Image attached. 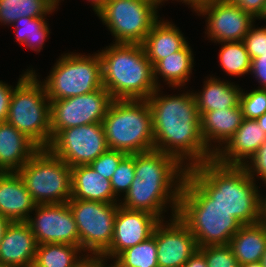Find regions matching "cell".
<instances>
[{"label":"cell","mask_w":266,"mask_h":267,"mask_svg":"<svg viewBox=\"0 0 266 267\" xmlns=\"http://www.w3.org/2000/svg\"><path fill=\"white\" fill-rule=\"evenodd\" d=\"M188 91L162 95L159 87L147 99L152 113L154 149L174 156L186 168L215 156L203 140L196 100L193 91Z\"/></svg>","instance_id":"6da1fadb"},{"label":"cell","mask_w":266,"mask_h":267,"mask_svg":"<svg viewBox=\"0 0 266 267\" xmlns=\"http://www.w3.org/2000/svg\"><path fill=\"white\" fill-rule=\"evenodd\" d=\"M186 174L242 225L262 220L260 187L243 166H227L215 159L189 167Z\"/></svg>","instance_id":"7a4b0ae2"},{"label":"cell","mask_w":266,"mask_h":267,"mask_svg":"<svg viewBox=\"0 0 266 267\" xmlns=\"http://www.w3.org/2000/svg\"><path fill=\"white\" fill-rule=\"evenodd\" d=\"M98 53L103 87L114 100H147L157 89L142 44L112 43Z\"/></svg>","instance_id":"3957f363"},{"label":"cell","mask_w":266,"mask_h":267,"mask_svg":"<svg viewBox=\"0 0 266 267\" xmlns=\"http://www.w3.org/2000/svg\"><path fill=\"white\" fill-rule=\"evenodd\" d=\"M177 216L196 239L198 248L226 245L242 224L211 199L187 174L184 177Z\"/></svg>","instance_id":"277c9868"},{"label":"cell","mask_w":266,"mask_h":267,"mask_svg":"<svg viewBox=\"0 0 266 267\" xmlns=\"http://www.w3.org/2000/svg\"><path fill=\"white\" fill-rule=\"evenodd\" d=\"M23 73L12 92L6 121L39 148H48L52 141L50 100L35 70Z\"/></svg>","instance_id":"5b68a950"},{"label":"cell","mask_w":266,"mask_h":267,"mask_svg":"<svg viewBox=\"0 0 266 267\" xmlns=\"http://www.w3.org/2000/svg\"><path fill=\"white\" fill-rule=\"evenodd\" d=\"M102 124L109 149L128 155L154 149L152 113L147 100H113Z\"/></svg>","instance_id":"8992f818"},{"label":"cell","mask_w":266,"mask_h":267,"mask_svg":"<svg viewBox=\"0 0 266 267\" xmlns=\"http://www.w3.org/2000/svg\"><path fill=\"white\" fill-rule=\"evenodd\" d=\"M17 173L36 204H61L72 198L71 167L48 148H40Z\"/></svg>","instance_id":"52a82bcc"},{"label":"cell","mask_w":266,"mask_h":267,"mask_svg":"<svg viewBox=\"0 0 266 267\" xmlns=\"http://www.w3.org/2000/svg\"><path fill=\"white\" fill-rule=\"evenodd\" d=\"M42 84L49 100L65 99L101 89L102 61L99 53L62 54Z\"/></svg>","instance_id":"ba28073f"},{"label":"cell","mask_w":266,"mask_h":267,"mask_svg":"<svg viewBox=\"0 0 266 267\" xmlns=\"http://www.w3.org/2000/svg\"><path fill=\"white\" fill-rule=\"evenodd\" d=\"M164 0H109L97 15L115 42L142 44L159 19L158 8ZM163 3V4H162Z\"/></svg>","instance_id":"9c48e42d"},{"label":"cell","mask_w":266,"mask_h":267,"mask_svg":"<svg viewBox=\"0 0 266 267\" xmlns=\"http://www.w3.org/2000/svg\"><path fill=\"white\" fill-rule=\"evenodd\" d=\"M67 203L74 215L83 253L101 256L112 243L119 203L82 199H70Z\"/></svg>","instance_id":"30bf717a"},{"label":"cell","mask_w":266,"mask_h":267,"mask_svg":"<svg viewBox=\"0 0 266 267\" xmlns=\"http://www.w3.org/2000/svg\"><path fill=\"white\" fill-rule=\"evenodd\" d=\"M113 100L104 87L79 96L50 100L51 138L63 129L102 123Z\"/></svg>","instance_id":"8fae6325"},{"label":"cell","mask_w":266,"mask_h":267,"mask_svg":"<svg viewBox=\"0 0 266 267\" xmlns=\"http://www.w3.org/2000/svg\"><path fill=\"white\" fill-rule=\"evenodd\" d=\"M48 149L70 167L89 165L109 148L102 123L61 130Z\"/></svg>","instance_id":"7c38bea8"},{"label":"cell","mask_w":266,"mask_h":267,"mask_svg":"<svg viewBox=\"0 0 266 267\" xmlns=\"http://www.w3.org/2000/svg\"><path fill=\"white\" fill-rule=\"evenodd\" d=\"M182 183L183 181L143 180L135 175L128 192L122 196L123 199H120L119 205L131 210L150 212L160 220H164L165 217L162 214L170 207L172 211L170 218L174 217L178 211Z\"/></svg>","instance_id":"4fadbf2b"},{"label":"cell","mask_w":266,"mask_h":267,"mask_svg":"<svg viewBox=\"0 0 266 267\" xmlns=\"http://www.w3.org/2000/svg\"><path fill=\"white\" fill-rule=\"evenodd\" d=\"M195 13L205 16L206 34L214 43L242 41L256 19L228 0H215Z\"/></svg>","instance_id":"5bb4252c"},{"label":"cell","mask_w":266,"mask_h":267,"mask_svg":"<svg viewBox=\"0 0 266 267\" xmlns=\"http://www.w3.org/2000/svg\"><path fill=\"white\" fill-rule=\"evenodd\" d=\"M27 221L37 244L57 243L80 246L79 232L68 203L37 204ZM33 217V218H32Z\"/></svg>","instance_id":"9a60e30c"},{"label":"cell","mask_w":266,"mask_h":267,"mask_svg":"<svg viewBox=\"0 0 266 267\" xmlns=\"http://www.w3.org/2000/svg\"><path fill=\"white\" fill-rule=\"evenodd\" d=\"M161 220L150 212L117 208L115 216L113 238L110 247L101 255L108 259H115L127 248L145 241L153 235L156 225Z\"/></svg>","instance_id":"2e32d148"},{"label":"cell","mask_w":266,"mask_h":267,"mask_svg":"<svg viewBox=\"0 0 266 267\" xmlns=\"http://www.w3.org/2000/svg\"><path fill=\"white\" fill-rule=\"evenodd\" d=\"M156 244L158 265L163 267H182L198 249L195 237L177 215L156 225Z\"/></svg>","instance_id":"e0dca14e"},{"label":"cell","mask_w":266,"mask_h":267,"mask_svg":"<svg viewBox=\"0 0 266 267\" xmlns=\"http://www.w3.org/2000/svg\"><path fill=\"white\" fill-rule=\"evenodd\" d=\"M37 246L27 222H10L0 243V266L32 267Z\"/></svg>","instance_id":"ac0fdd59"},{"label":"cell","mask_w":266,"mask_h":267,"mask_svg":"<svg viewBox=\"0 0 266 267\" xmlns=\"http://www.w3.org/2000/svg\"><path fill=\"white\" fill-rule=\"evenodd\" d=\"M266 140V133L253 119H243L233 137L215 154L214 159L227 166H243Z\"/></svg>","instance_id":"d6986e66"},{"label":"cell","mask_w":266,"mask_h":267,"mask_svg":"<svg viewBox=\"0 0 266 267\" xmlns=\"http://www.w3.org/2000/svg\"><path fill=\"white\" fill-rule=\"evenodd\" d=\"M37 204L17 172L0 175V214L10 222H27Z\"/></svg>","instance_id":"ffe728a7"},{"label":"cell","mask_w":266,"mask_h":267,"mask_svg":"<svg viewBox=\"0 0 266 267\" xmlns=\"http://www.w3.org/2000/svg\"><path fill=\"white\" fill-rule=\"evenodd\" d=\"M243 119L240 106L205 112L201 116V134L206 146L214 155L233 137Z\"/></svg>","instance_id":"44dd1931"},{"label":"cell","mask_w":266,"mask_h":267,"mask_svg":"<svg viewBox=\"0 0 266 267\" xmlns=\"http://www.w3.org/2000/svg\"><path fill=\"white\" fill-rule=\"evenodd\" d=\"M40 148L7 121L0 122V169L18 172Z\"/></svg>","instance_id":"7402d4cb"},{"label":"cell","mask_w":266,"mask_h":267,"mask_svg":"<svg viewBox=\"0 0 266 267\" xmlns=\"http://www.w3.org/2000/svg\"><path fill=\"white\" fill-rule=\"evenodd\" d=\"M130 155L135 159V175L143 180H184L187 168L172 155L156 149Z\"/></svg>","instance_id":"603a6c76"},{"label":"cell","mask_w":266,"mask_h":267,"mask_svg":"<svg viewBox=\"0 0 266 267\" xmlns=\"http://www.w3.org/2000/svg\"><path fill=\"white\" fill-rule=\"evenodd\" d=\"M72 198L95 202L118 203L111 182L90 165L71 167ZM118 198V200H117Z\"/></svg>","instance_id":"cb8c5ba5"},{"label":"cell","mask_w":266,"mask_h":267,"mask_svg":"<svg viewBox=\"0 0 266 267\" xmlns=\"http://www.w3.org/2000/svg\"><path fill=\"white\" fill-rule=\"evenodd\" d=\"M187 43L179 27L159 18L142 42V46L154 67L161 59L181 50Z\"/></svg>","instance_id":"d4e9b609"},{"label":"cell","mask_w":266,"mask_h":267,"mask_svg":"<svg viewBox=\"0 0 266 267\" xmlns=\"http://www.w3.org/2000/svg\"><path fill=\"white\" fill-rule=\"evenodd\" d=\"M202 91L193 92L200 117L205 112L239 106L241 87L212 75L203 82Z\"/></svg>","instance_id":"484cf974"},{"label":"cell","mask_w":266,"mask_h":267,"mask_svg":"<svg viewBox=\"0 0 266 267\" xmlns=\"http://www.w3.org/2000/svg\"><path fill=\"white\" fill-rule=\"evenodd\" d=\"M228 245L239 265L261 262L266 249V222L242 225Z\"/></svg>","instance_id":"4316f807"},{"label":"cell","mask_w":266,"mask_h":267,"mask_svg":"<svg viewBox=\"0 0 266 267\" xmlns=\"http://www.w3.org/2000/svg\"><path fill=\"white\" fill-rule=\"evenodd\" d=\"M193 67L194 55L191 46L187 43L181 50L161 59L153 67L157 88L161 86L160 77L164 79L165 83L167 81L168 87L183 88L191 78Z\"/></svg>","instance_id":"83f0119b"},{"label":"cell","mask_w":266,"mask_h":267,"mask_svg":"<svg viewBox=\"0 0 266 267\" xmlns=\"http://www.w3.org/2000/svg\"><path fill=\"white\" fill-rule=\"evenodd\" d=\"M82 251L70 244H38L32 267H80L88 257Z\"/></svg>","instance_id":"f1b7e54d"},{"label":"cell","mask_w":266,"mask_h":267,"mask_svg":"<svg viewBox=\"0 0 266 267\" xmlns=\"http://www.w3.org/2000/svg\"><path fill=\"white\" fill-rule=\"evenodd\" d=\"M58 6L54 0H0V24L9 26L22 17H47Z\"/></svg>","instance_id":"f546056e"},{"label":"cell","mask_w":266,"mask_h":267,"mask_svg":"<svg viewBox=\"0 0 266 267\" xmlns=\"http://www.w3.org/2000/svg\"><path fill=\"white\" fill-rule=\"evenodd\" d=\"M10 26L15 28L16 41L19 45L24 44L35 52L41 51L50 35L46 17H22Z\"/></svg>","instance_id":"4dcf8cb0"},{"label":"cell","mask_w":266,"mask_h":267,"mask_svg":"<svg viewBox=\"0 0 266 267\" xmlns=\"http://www.w3.org/2000/svg\"><path fill=\"white\" fill-rule=\"evenodd\" d=\"M219 61L221 69L230 76H243L251 71V58L243 41L221 42Z\"/></svg>","instance_id":"1f68e13d"},{"label":"cell","mask_w":266,"mask_h":267,"mask_svg":"<svg viewBox=\"0 0 266 267\" xmlns=\"http://www.w3.org/2000/svg\"><path fill=\"white\" fill-rule=\"evenodd\" d=\"M114 261L120 267H159L157 261L156 227L145 241L127 248Z\"/></svg>","instance_id":"d6a6232c"},{"label":"cell","mask_w":266,"mask_h":267,"mask_svg":"<svg viewBox=\"0 0 266 267\" xmlns=\"http://www.w3.org/2000/svg\"><path fill=\"white\" fill-rule=\"evenodd\" d=\"M239 106L245 119L256 120L266 112V88L258 86L246 93L242 89Z\"/></svg>","instance_id":"836d02e7"},{"label":"cell","mask_w":266,"mask_h":267,"mask_svg":"<svg viewBox=\"0 0 266 267\" xmlns=\"http://www.w3.org/2000/svg\"><path fill=\"white\" fill-rule=\"evenodd\" d=\"M135 176V159L127 155L118 165L110 180L114 195L117 197L128 192ZM120 193V194H119Z\"/></svg>","instance_id":"e575fe53"},{"label":"cell","mask_w":266,"mask_h":267,"mask_svg":"<svg viewBox=\"0 0 266 267\" xmlns=\"http://www.w3.org/2000/svg\"><path fill=\"white\" fill-rule=\"evenodd\" d=\"M198 249L204 254L207 267H239L228 244L210 245Z\"/></svg>","instance_id":"d590c367"},{"label":"cell","mask_w":266,"mask_h":267,"mask_svg":"<svg viewBox=\"0 0 266 267\" xmlns=\"http://www.w3.org/2000/svg\"><path fill=\"white\" fill-rule=\"evenodd\" d=\"M127 155L123 151L108 149L89 165L101 176L111 180L114 171Z\"/></svg>","instance_id":"8d00e7d4"},{"label":"cell","mask_w":266,"mask_h":267,"mask_svg":"<svg viewBox=\"0 0 266 267\" xmlns=\"http://www.w3.org/2000/svg\"><path fill=\"white\" fill-rule=\"evenodd\" d=\"M242 41L251 60L266 54V25L256 28L253 24Z\"/></svg>","instance_id":"74e56055"},{"label":"cell","mask_w":266,"mask_h":267,"mask_svg":"<svg viewBox=\"0 0 266 267\" xmlns=\"http://www.w3.org/2000/svg\"><path fill=\"white\" fill-rule=\"evenodd\" d=\"M249 160L243 165L249 176L255 182L259 179H261L262 182H266V140ZM255 176L256 178L258 177V180H256Z\"/></svg>","instance_id":"f35d334b"},{"label":"cell","mask_w":266,"mask_h":267,"mask_svg":"<svg viewBox=\"0 0 266 267\" xmlns=\"http://www.w3.org/2000/svg\"><path fill=\"white\" fill-rule=\"evenodd\" d=\"M250 74H253L260 88H266V54L252 59Z\"/></svg>","instance_id":"ab89813d"},{"label":"cell","mask_w":266,"mask_h":267,"mask_svg":"<svg viewBox=\"0 0 266 267\" xmlns=\"http://www.w3.org/2000/svg\"><path fill=\"white\" fill-rule=\"evenodd\" d=\"M13 90V86L0 80V122L7 120Z\"/></svg>","instance_id":"60d3db41"},{"label":"cell","mask_w":266,"mask_h":267,"mask_svg":"<svg viewBox=\"0 0 266 267\" xmlns=\"http://www.w3.org/2000/svg\"><path fill=\"white\" fill-rule=\"evenodd\" d=\"M257 19L263 12L266 0H228Z\"/></svg>","instance_id":"b9f144b4"},{"label":"cell","mask_w":266,"mask_h":267,"mask_svg":"<svg viewBox=\"0 0 266 267\" xmlns=\"http://www.w3.org/2000/svg\"><path fill=\"white\" fill-rule=\"evenodd\" d=\"M182 267H207L204 254L197 249Z\"/></svg>","instance_id":"7bdbcfd3"},{"label":"cell","mask_w":266,"mask_h":267,"mask_svg":"<svg viewBox=\"0 0 266 267\" xmlns=\"http://www.w3.org/2000/svg\"><path fill=\"white\" fill-rule=\"evenodd\" d=\"M177 2H182L185 3V5H188L189 7H191V9H193L192 11H196L200 6L213 2L215 0H175Z\"/></svg>","instance_id":"ee69618b"},{"label":"cell","mask_w":266,"mask_h":267,"mask_svg":"<svg viewBox=\"0 0 266 267\" xmlns=\"http://www.w3.org/2000/svg\"><path fill=\"white\" fill-rule=\"evenodd\" d=\"M108 1L109 0H88V2L91 3L90 5L92 6L93 11L97 15L104 9Z\"/></svg>","instance_id":"f6af8a7d"},{"label":"cell","mask_w":266,"mask_h":267,"mask_svg":"<svg viewBox=\"0 0 266 267\" xmlns=\"http://www.w3.org/2000/svg\"><path fill=\"white\" fill-rule=\"evenodd\" d=\"M10 224V221L0 214V243L3 238L6 227Z\"/></svg>","instance_id":"bcb514c9"},{"label":"cell","mask_w":266,"mask_h":267,"mask_svg":"<svg viewBox=\"0 0 266 267\" xmlns=\"http://www.w3.org/2000/svg\"><path fill=\"white\" fill-rule=\"evenodd\" d=\"M107 259L103 258L101 256H97V267H120L114 260L112 262V264H109L108 266H106L108 263H106Z\"/></svg>","instance_id":"7dc6e473"},{"label":"cell","mask_w":266,"mask_h":267,"mask_svg":"<svg viewBox=\"0 0 266 267\" xmlns=\"http://www.w3.org/2000/svg\"><path fill=\"white\" fill-rule=\"evenodd\" d=\"M80 267H97V256H88Z\"/></svg>","instance_id":"c3c4849f"},{"label":"cell","mask_w":266,"mask_h":267,"mask_svg":"<svg viewBox=\"0 0 266 267\" xmlns=\"http://www.w3.org/2000/svg\"><path fill=\"white\" fill-rule=\"evenodd\" d=\"M264 184L266 185V182H264ZM264 196H262L261 194V198H260V201H261V217H262V220L266 222V196L265 198H263Z\"/></svg>","instance_id":"681fc988"},{"label":"cell","mask_w":266,"mask_h":267,"mask_svg":"<svg viewBox=\"0 0 266 267\" xmlns=\"http://www.w3.org/2000/svg\"><path fill=\"white\" fill-rule=\"evenodd\" d=\"M260 128L266 133V112L256 119Z\"/></svg>","instance_id":"f907efd6"},{"label":"cell","mask_w":266,"mask_h":267,"mask_svg":"<svg viewBox=\"0 0 266 267\" xmlns=\"http://www.w3.org/2000/svg\"><path fill=\"white\" fill-rule=\"evenodd\" d=\"M239 267H263L261 262H252V263H246L243 265H239Z\"/></svg>","instance_id":"816d5d0a"},{"label":"cell","mask_w":266,"mask_h":267,"mask_svg":"<svg viewBox=\"0 0 266 267\" xmlns=\"http://www.w3.org/2000/svg\"><path fill=\"white\" fill-rule=\"evenodd\" d=\"M266 20V2H265V7H264V9H263V12H262V14L257 18V20ZM266 22V21H265Z\"/></svg>","instance_id":"f5cc1de1"},{"label":"cell","mask_w":266,"mask_h":267,"mask_svg":"<svg viewBox=\"0 0 266 267\" xmlns=\"http://www.w3.org/2000/svg\"><path fill=\"white\" fill-rule=\"evenodd\" d=\"M261 263H262L263 267H266V249L262 255Z\"/></svg>","instance_id":"db71d44e"},{"label":"cell","mask_w":266,"mask_h":267,"mask_svg":"<svg viewBox=\"0 0 266 267\" xmlns=\"http://www.w3.org/2000/svg\"><path fill=\"white\" fill-rule=\"evenodd\" d=\"M54 1L59 5V3H60L59 1H61V0H54Z\"/></svg>","instance_id":"11a10c76"}]
</instances>
